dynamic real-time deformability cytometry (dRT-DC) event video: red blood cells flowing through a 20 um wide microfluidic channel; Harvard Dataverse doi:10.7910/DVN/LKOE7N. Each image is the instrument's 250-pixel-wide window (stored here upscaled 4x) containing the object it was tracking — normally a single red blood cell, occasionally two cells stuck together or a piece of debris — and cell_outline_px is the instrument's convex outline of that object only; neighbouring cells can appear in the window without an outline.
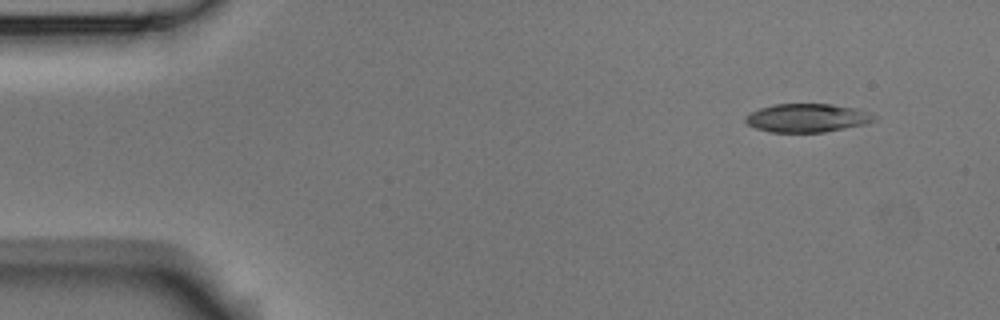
{"species": "Egyptian fruit bat (a non-hibernating species)", "species_latin": "Rousettus aegyptiacus", "temperature_condition": "room temperature", "stored_images_in_passage": 3, "camera_frame_rate_fps": 3000, "um_per_image_px": 0.085, "animal": {"sex": "male"}, "frame": {"image": 1, "passage_image": 1, "time_ms": 0.0, "image_size_px": [1000, 320], "cell_outline_px": [[876, 120], [868, 124], [824, 132], [768, 132], [756, 128], [748, 124], [744, 120], [744, 116], [760, 108], [776, 104], [832, 104], [856, 108], [876, 116]], "centroid_in_image_um": [68.62, 10.03], "position_along_channel_um": 16.4, "area_um2": 21.39}}
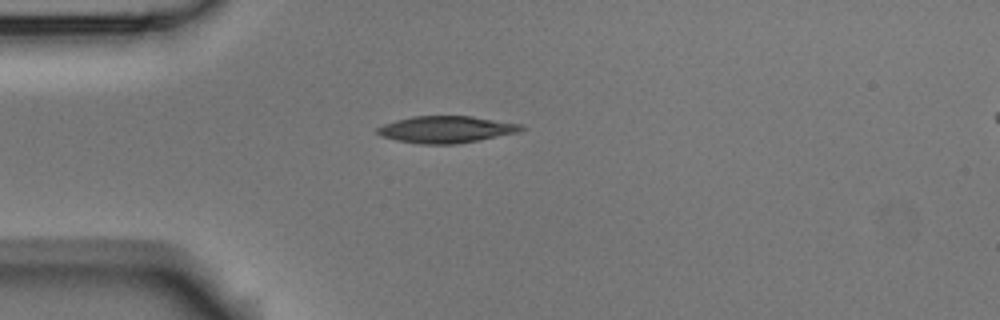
{"frame": {"image": 2, "passage_image": 3, "time_ms": 0.667, "image_size_px": [1000, 320], "cell_outline_px": [[524, 128], [520, 132], [480, 140], [456, 144], [420, 144], [396, 140], [380, 136], [376, 132], [376, 128], [384, 124], [396, 120], [412, 116], [472, 116], [524, 124]], "centroid_in_image_um": [37.95, 11.0], "position_along_channel_um": 47.1, "area_um2": 22.72}}